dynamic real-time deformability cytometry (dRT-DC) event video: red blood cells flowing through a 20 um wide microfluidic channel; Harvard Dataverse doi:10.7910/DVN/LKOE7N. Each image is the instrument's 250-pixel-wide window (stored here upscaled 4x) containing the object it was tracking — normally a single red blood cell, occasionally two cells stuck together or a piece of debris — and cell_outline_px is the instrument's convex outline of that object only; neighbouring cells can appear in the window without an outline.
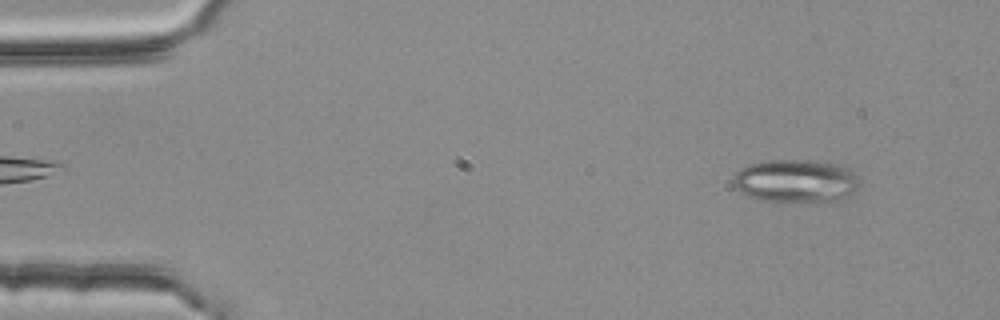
{"species": "common noctule bat (a hibernating species)", "species_latin": "Nyctalus noctula", "temperature_condition": "room temperature", "stored_images_in_passage": 2, "camera_frame_rate_fps": 3000, "um_per_image_px": 0.085, "animal": {"sex": "female", "body_mass_g": 25.1}, "frame": {"image": 1, "passage_image": 1, "time_ms": 0.0, "image_size_px": [1000, 320], "cell_outline_px": [[860, 184], [844, 200], [760, 200], [748, 196], [732, 188], [732, 180], [736, 172], [740, 168], [748, 164], [768, 160], [796, 160], [840, 164], [848, 168], [860, 180]], "centroid_in_image_um": [67.59, 15.36], "position_along_channel_um": 17.4, "area_um2": 31.39}}